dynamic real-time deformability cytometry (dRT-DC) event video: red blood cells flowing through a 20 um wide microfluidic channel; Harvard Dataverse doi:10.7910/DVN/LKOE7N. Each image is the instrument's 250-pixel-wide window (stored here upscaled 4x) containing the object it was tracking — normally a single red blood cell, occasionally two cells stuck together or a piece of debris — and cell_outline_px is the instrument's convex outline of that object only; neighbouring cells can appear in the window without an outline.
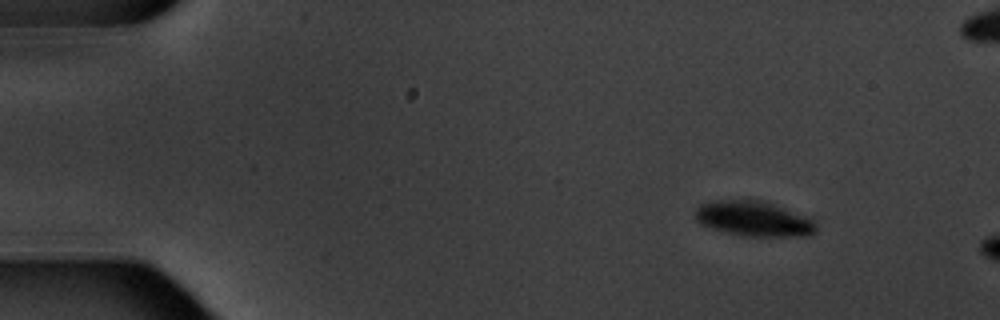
{"species": "common noctule bat (a hibernating species)", "species_latin": "Nyctalus noctula", "temperature_condition": "warm", "stored_images_in_passage": 3, "camera_frame_rate_fps": 3000, "um_per_image_px": 0.085, "animal": {"sex": "male", "body_mass_g": 20.1, "forearm_length_mm": 53.5}, "frame": {"image": 1, "passage_image": 1, "time_ms": 0.0, "image_size_px": [1000, 320], "cell_outline_px": [[816, 232], [808, 236], [740, 236], [712, 228], [700, 224], [696, 220], [696, 208], [700, 204], [716, 200], [764, 200], [784, 208], [812, 220], [816, 224]], "centroid_in_image_um": [64.04, 18.6], "position_along_channel_um": 21.0, "area_um2": 24.57}}